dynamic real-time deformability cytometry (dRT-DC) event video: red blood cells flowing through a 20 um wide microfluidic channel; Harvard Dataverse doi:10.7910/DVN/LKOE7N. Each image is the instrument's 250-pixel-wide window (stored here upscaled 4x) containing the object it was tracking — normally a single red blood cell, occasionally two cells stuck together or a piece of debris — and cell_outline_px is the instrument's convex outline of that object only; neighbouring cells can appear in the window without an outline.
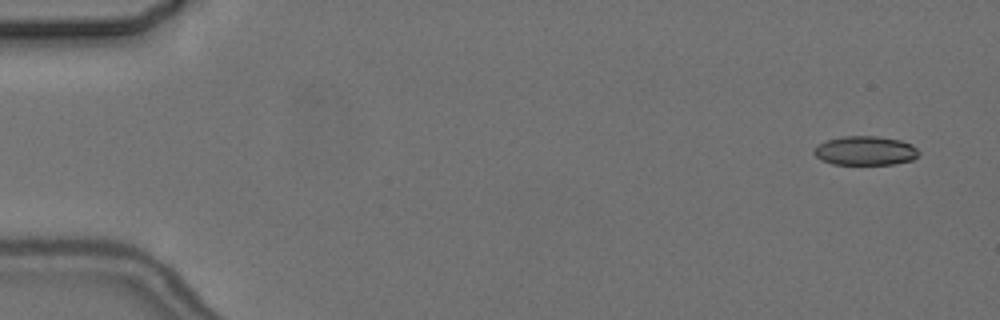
{"species": "common noctule bat (a hibernating species)", "species_latin": "Nyctalus noctula", "temperature_condition": "cold", "stored_images_in_passage": 9, "camera_frame_rate_fps": 3000, "um_per_image_px": 0.085, "animal": {"sex": "female", "body_mass_g": 24.6, "forearm_length_mm": 56.2}, "frame": {"image": 1, "passage_image": 1, "time_ms": 0.0, "image_size_px": [1000, 320], "cell_outline_px": [[920, 152], [912, 160], [896, 164], [832, 164], [820, 160], [812, 152], [820, 144], [828, 140], [844, 136], [876, 136], [900, 140], [912, 144]], "centroid_in_image_um": [73.56, 12.81], "position_along_channel_um": 11.4, "area_um2": 17.69}}